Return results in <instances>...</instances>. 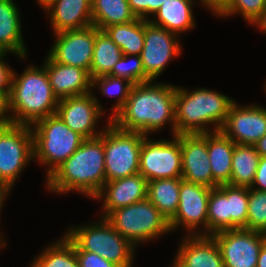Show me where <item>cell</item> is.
<instances>
[{
	"mask_svg": "<svg viewBox=\"0 0 266 267\" xmlns=\"http://www.w3.org/2000/svg\"><path fill=\"white\" fill-rule=\"evenodd\" d=\"M154 82L133 85L124 106L110 122L121 130L146 136L161 131L168 124L174 136L177 86Z\"/></svg>",
	"mask_w": 266,
	"mask_h": 267,
	"instance_id": "1",
	"label": "cell"
},
{
	"mask_svg": "<svg viewBox=\"0 0 266 267\" xmlns=\"http://www.w3.org/2000/svg\"><path fill=\"white\" fill-rule=\"evenodd\" d=\"M106 182L103 132L95 138L85 139L79 148L46 179L48 192L64 195L77 192L91 200Z\"/></svg>",
	"mask_w": 266,
	"mask_h": 267,
	"instance_id": "2",
	"label": "cell"
},
{
	"mask_svg": "<svg viewBox=\"0 0 266 267\" xmlns=\"http://www.w3.org/2000/svg\"><path fill=\"white\" fill-rule=\"evenodd\" d=\"M21 74L13 70L8 97L10 123L33 125L57 112L59 99L54 94L45 66L33 64Z\"/></svg>",
	"mask_w": 266,
	"mask_h": 267,
	"instance_id": "3",
	"label": "cell"
},
{
	"mask_svg": "<svg viewBox=\"0 0 266 267\" xmlns=\"http://www.w3.org/2000/svg\"><path fill=\"white\" fill-rule=\"evenodd\" d=\"M234 101L235 99L211 89L188 90L177 86L175 135L219 131Z\"/></svg>",
	"mask_w": 266,
	"mask_h": 267,
	"instance_id": "4",
	"label": "cell"
},
{
	"mask_svg": "<svg viewBox=\"0 0 266 267\" xmlns=\"http://www.w3.org/2000/svg\"><path fill=\"white\" fill-rule=\"evenodd\" d=\"M64 234L74 244L75 250L96 253L120 267H134L137 248L105 218L100 217L85 226H69Z\"/></svg>",
	"mask_w": 266,
	"mask_h": 267,
	"instance_id": "5",
	"label": "cell"
},
{
	"mask_svg": "<svg viewBox=\"0 0 266 267\" xmlns=\"http://www.w3.org/2000/svg\"><path fill=\"white\" fill-rule=\"evenodd\" d=\"M33 132L34 161L46 167V178L85 141L69 129L55 113L30 126Z\"/></svg>",
	"mask_w": 266,
	"mask_h": 267,
	"instance_id": "6",
	"label": "cell"
},
{
	"mask_svg": "<svg viewBox=\"0 0 266 267\" xmlns=\"http://www.w3.org/2000/svg\"><path fill=\"white\" fill-rule=\"evenodd\" d=\"M105 219L136 248L172 232L167 218L148 198L116 209Z\"/></svg>",
	"mask_w": 266,
	"mask_h": 267,
	"instance_id": "7",
	"label": "cell"
},
{
	"mask_svg": "<svg viewBox=\"0 0 266 267\" xmlns=\"http://www.w3.org/2000/svg\"><path fill=\"white\" fill-rule=\"evenodd\" d=\"M105 122L103 148L106 182L138 174L140 149L146 135L121 130L110 119Z\"/></svg>",
	"mask_w": 266,
	"mask_h": 267,
	"instance_id": "8",
	"label": "cell"
},
{
	"mask_svg": "<svg viewBox=\"0 0 266 267\" xmlns=\"http://www.w3.org/2000/svg\"><path fill=\"white\" fill-rule=\"evenodd\" d=\"M31 161H34L31 127L12 123L0 126V182L12 189Z\"/></svg>",
	"mask_w": 266,
	"mask_h": 267,
	"instance_id": "9",
	"label": "cell"
},
{
	"mask_svg": "<svg viewBox=\"0 0 266 267\" xmlns=\"http://www.w3.org/2000/svg\"><path fill=\"white\" fill-rule=\"evenodd\" d=\"M143 138L139 157V173L153 181L165 178H182L180 134L168 139ZM173 139V140H172Z\"/></svg>",
	"mask_w": 266,
	"mask_h": 267,
	"instance_id": "10",
	"label": "cell"
},
{
	"mask_svg": "<svg viewBox=\"0 0 266 267\" xmlns=\"http://www.w3.org/2000/svg\"><path fill=\"white\" fill-rule=\"evenodd\" d=\"M210 192L211 188L182 179L178 208L169 221L172 232L183 228L185 235H207Z\"/></svg>",
	"mask_w": 266,
	"mask_h": 267,
	"instance_id": "11",
	"label": "cell"
},
{
	"mask_svg": "<svg viewBox=\"0 0 266 267\" xmlns=\"http://www.w3.org/2000/svg\"><path fill=\"white\" fill-rule=\"evenodd\" d=\"M179 35L144 20V47L140 54L145 74L155 81L170 61L182 53Z\"/></svg>",
	"mask_w": 266,
	"mask_h": 267,
	"instance_id": "12",
	"label": "cell"
},
{
	"mask_svg": "<svg viewBox=\"0 0 266 267\" xmlns=\"http://www.w3.org/2000/svg\"><path fill=\"white\" fill-rule=\"evenodd\" d=\"M103 108L92 90L84 95L59 99L56 114L69 129L90 139L98 137L104 130L97 128L105 114Z\"/></svg>",
	"mask_w": 266,
	"mask_h": 267,
	"instance_id": "13",
	"label": "cell"
},
{
	"mask_svg": "<svg viewBox=\"0 0 266 267\" xmlns=\"http://www.w3.org/2000/svg\"><path fill=\"white\" fill-rule=\"evenodd\" d=\"M212 236L219 246L224 267H257L266 234L238 228L218 231Z\"/></svg>",
	"mask_w": 266,
	"mask_h": 267,
	"instance_id": "14",
	"label": "cell"
},
{
	"mask_svg": "<svg viewBox=\"0 0 266 267\" xmlns=\"http://www.w3.org/2000/svg\"><path fill=\"white\" fill-rule=\"evenodd\" d=\"M47 55L55 62L85 69L90 73L95 45V25L54 34Z\"/></svg>",
	"mask_w": 266,
	"mask_h": 267,
	"instance_id": "15",
	"label": "cell"
},
{
	"mask_svg": "<svg viewBox=\"0 0 266 267\" xmlns=\"http://www.w3.org/2000/svg\"><path fill=\"white\" fill-rule=\"evenodd\" d=\"M220 130L235 144L255 145L266 134V108L234 101Z\"/></svg>",
	"mask_w": 266,
	"mask_h": 267,
	"instance_id": "16",
	"label": "cell"
},
{
	"mask_svg": "<svg viewBox=\"0 0 266 267\" xmlns=\"http://www.w3.org/2000/svg\"><path fill=\"white\" fill-rule=\"evenodd\" d=\"M182 179L213 188L207 133L180 134Z\"/></svg>",
	"mask_w": 266,
	"mask_h": 267,
	"instance_id": "17",
	"label": "cell"
},
{
	"mask_svg": "<svg viewBox=\"0 0 266 267\" xmlns=\"http://www.w3.org/2000/svg\"><path fill=\"white\" fill-rule=\"evenodd\" d=\"M148 181L140 173L107 181L94 201L103 200L101 218H106L112 211L140 202L147 198Z\"/></svg>",
	"mask_w": 266,
	"mask_h": 267,
	"instance_id": "18",
	"label": "cell"
},
{
	"mask_svg": "<svg viewBox=\"0 0 266 267\" xmlns=\"http://www.w3.org/2000/svg\"><path fill=\"white\" fill-rule=\"evenodd\" d=\"M45 58L42 64L58 99L80 96L92 91V78L87 70L57 63L48 55Z\"/></svg>",
	"mask_w": 266,
	"mask_h": 267,
	"instance_id": "19",
	"label": "cell"
},
{
	"mask_svg": "<svg viewBox=\"0 0 266 267\" xmlns=\"http://www.w3.org/2000/svg\"><path fill=\"white\" fill-rule=\"evenodd\" d=\"M53 34L93 25L91 0H55L45 10Z\"/></svg>",
	"mask_w": 266,
	"mask_h": 267,
	"instance_id": "20",
	"label": "cell"
},
{
	"mask_svg": "<svg viewBox=\"0 0 266 267\" xmlns=\"http://www.w3.org/2000/svg\"><path fill=\"white\" fill-rule=\"evenodd\" d=\"M175 255L188 267H224L212 235H184Z\"/></svg>",
	"mask_w": 266,
	"mask_h": 267,
	"instance_id": "21",
	"label": "cell"
},
{
	"mask_svg": "<svg viewBox=\"0 0 266 267\" xmlns=\"http://www.w3.org/2000/svg\"><path fill=\"white\" fill-rule=\"evenodd\" d=\"M13 0H0V52L27 59L20 9Z\"/></svg>",
	"mask_w": 266,
	"mask_h": 267,
	"instance_id": "22",
	"label": "cell"
},
{
	"mask_svg": "<svg viewBox=\"0 0 266 267\" xmlns=\"http://www.w3.org/2000/svg\"><path fill=\"white\" fill-rule=\"evenodd\" d=\"M235 143L221 130L207 133V151L213 176V188L230 182Z\"/></svg>",
	"mask_w": 266,
	"mask_h": 267,
	"instance_id": "23",
	"label": "cell"
},
{
	"mask_svg": "<svg viewBox=\"0 0 266 267\" xmlns=\"http://www.w3.org/2000/svg\"><path fill=\"white\" fill-rule=\"evenodd\" d=\"M194 2L195 0H167L152 16L154 19L149 21L180 36L196 26Z\"/></svg>",
	"mask_w": 266,
	"mask_h": 267,
	"instance_id": "24",
	"label": "cell"
},
{
	"mask_svg": "<svg viewBox=\"0 0 266 267\" xmlns=\"http://www.w3.org/2000/svg\"><path fill=\"white\" fill-rule=\"evenodd\" d=\"M182 178H165L148 182L147 198L170 221L178 208Z\"/></svg>",
	"mask_w": 266,
	"mask_h": 267,
	"instance_id": "25",
	"label": "cell"
},
{
	"mask_svg": "<svg viewBox=\"0 0 266 267\" xmlns=\"http://www.w3.org/2000/svg\"><path fill=\"white\" fill-rule=\"evenodd\" d=\"M260 155L254 145L235 144L229 185L250 188L256 174Z\"/></svg>",
	"mask_w": 266,
	"mask_h": 267,
	"instance_id": "26",
	"label": "cell"
},
{
	"mask_svg": "<svg viewBox=\"0 0 266 267\" xmlns=\"http://www.w3.org/2000/svg\"><path fill=\"white\" fill-rule=\"evenodd\" d=\"M92 23L99 30L114 24H125L136 19L128 0H91Z\"/></svg>",
	"mask_w": 266,
	"mask_h": 267,
	"instance_id": "27",
	"label": "cell"
},
{
	"mask_svg": "<svg viewBox=\"0 0 266 267\" xmlns=\"http://www.w3.org/2000/svg\"><path fill=\"white\" fill-rule=\"evenodd\" d=\"M123 54L139 55L144 47V19L136 18L125 24H114L104 29Z\"/></svg>",
	"mask_w": 266,
	"mask_h": 267,
	"instance_id": "28",
	"label": "cell"
},
{
	"mask_svg": "<svg viewBox=\"0 0 266 267\" xmlns=\"http://www.w3.org/2000/svg\"><path fill=\"white\" fill-rule=\"evenodd\" d=\"M122 56V50L106 32L95 26V45L90 68L91 78L108 75Z\"/></svg>",
	"mask_w": 266,
	"mask_h": 267,
	"instance_id": "29",
	"label": "cell"
},
{
	"mask_svg": "<svg viewBox=\"0 0 266 267\" xmlns=\"http://www.w3.org/2000/svg\"><path fill=\"white\" fill-rule=\"evenodd\" d=\"M48 244L29 267H80L74 244L65 236Z\"/></svg>",
	"mask_w": 266,
	"mask_h": 267,
	"instance_id": "30",
	"label": "cell"
},
{
	"mask_svg": "<svg viewBox=\"0 0 266 267\" xmlns=\"http://www.w3.org/2000/svg\"><path fill=\"white\" fill-rule=\"evenodd\" d=\"M218 188L226 195V208L227 216H230V229H246L248 187L222 184Z\"/></svg>",
	"mask_w": 266,
	"mask_h": 267,
	"instance_id": "31",
	"label": "cell"
},
{
	"mask_svg": "<svg viewBox=\"0 0 266 267\" xmlns=\"http://www.w3.org/2000/svg\"><path fill=\"white\" fill-rule=\"evenodd\" d=\"M133 83L129 80L111 75H103L92 79V89L98 88L99 93L105 97L116 96V101L110 109L108 119H111L124 106L127 101Z\"/></svg>",
	"mask_w": 266,
	"mask_h": 267,
	"instance_id": "32",
	"label": "cell"
},
{
	"mask_svg": "<svg viewBox=\"0 0 266 267\" xmlns=\"http://www.w3.org/2000/svg\"><path fill=\"white\" fill-rule=\"evenodd\" d=\"M230 229V216H227L226 195L218 188H211L208 200L207 235Z\"/></svg>",
	"mask_w": 266,
	"mask_h": 267,
	"instance_id": "33",
	"label": "cell"
},
{
	"mask_svg": "<svg viewBox=\"0 0 266 267\" xmlns=\"http://www.w3.org/2000/svg\"><path fill=\"white\" fill-rule=\"evenodd\" d=\"M246 229L266 234V191L248 188Z\"/></svg>",
	"mask_w": 266,
	"mask_h": 267,
	"instance_id": "34",
	"label": "cell"
},
{
	"mask_svg": "<svg viewBox=\"0 0 266 267\" xmlns=\"http://www.w3.org/2000/svg\"><path fill=\"white\" fill-rule=\"evenodd\" d=\"M108 75L127 79L134 85L152 81L145 74L139 55L123 54Z\"/></svg>",
	"mask_w": 266,
	"mask_h": 267,
	"instance_id": "35",
	"label": "cell"
},
{
	"mask_svg": "<svg viewBox=\"0 0 266 267\" xmlns=\"http://www.w3.org/2000/svg\"><path fill=\"white\" fill-rule=\"evenodd\" d=\"M265 8L266 0H229L217 17L231 18L238 14L242 15L245 22L252 25Z\"/></svg>",
	"mask_w": 266,
	"mask_h": 267,
	"instance_id": "36",
	"label": "cell"
},
{
	"mask_svg": "<svg viewBox=\"0 0 266 267\" xmlns=\"http://www.w3.org/2000/svg\"><path fill=\"white\" fill-rule=\"evenodd\" d=\"M167 0H128L130 9L136 18L150 20ZM151 15V16H150Z\"/></svg>",
	"mask_w": 266,
	"mask_h": 267,
	"instance_id": "37",
	"label": "cell"
},
{
	"mask_svg": "<svg viewBox=\"0 0 266 267\" xmlns=\"http://www.w3.org/2000/svg\"><path fill=\"white\" fill-rule=\"evenodd\" d=\"M80 267H120L100 255L83 250H75Z\"/></svg>",
	"mask_w": 266,
	"mask_h": 267,
	"instance_id": "38",
	"label": "cell"
},
{
	"mask_svg": "<svg viewBox=\"0 0 266 267\" xmlns=\"http://www.w3.org/2000/svg\"><path fill=\"white\" fill-rule=\"evenodd\" d=\"M7 54L0 52V92L8 99L14 69L5 61Z\"/></svg>",
	"mask_w": 266,
	"mask_h": 267,
	"instance_id": "39",
	"label": "cell"
},
{
	"mask_svg": "<svg viewBox=\"0 0 266 267\" xmlns=\"http://www.w3.org/2000/svg\"><path fill=\"white\" fill-rule=\"evenodd\" d=\"M250 188L258 191H266V156L260 157L255 178Z\"/></svg>",
	"mask_w": 266,
	"mask_h": 267,
	"instance_id": "40",
	"label": "cell"
},
{
	"mask_svg": "<svg viewBox=\"0 0 266 267\" xmlns=\"http://www.w3.org/2000/svg\"><path fill=\"white\" fill-rule=\"evenodd\" d=\"M229 0H199L198 3L212 14L218 15L228 4Z\"/></svg>",
	"mask_w": 266,
	"mask_h": 267,
	"instance_id": "41",
	"label": "cell"
},
{
	"mask_svg": "<svg viewBox=\"0 0 266 267\" xmlns=\"http://www.w3.org/2000/svg\"><path fill=\"white\" fill-rule=\"evenodd\" d=\"M10 124L8 99L0 92V126Z\"/></svg>",
	"mask_w": 266,
	"mask_h": 267,
	"instance_id": "42",
	"label": "cell"
},
{
	"mask_svg": "<svg viewBox=\"0 0 266 267\" xmlns=\"http://www.w3.org/2000/svg\"><path fill=\"white\" fill-rule=\"evenodd\" d=\"M11 190L12 189L8 185L0 182V216H1V211L3 210L4 207L3 205L5 204L4 202L10 195Z\"/></svg>",
	"mask_w": 266,
	"mask_h": 267,
	"instance_id": "43",
	"label": "cell"
},
{
	"mask_svg": "<svg viewBox=\"0 0 266 267\" xmlns=\"http://www.w3.org/2000/svg\"><path fill=\"white\" fill-rule=\"evenodd\" d=\"M251 26H256L261 32L266 33V8Z\"/></svg>",
	"mask_w": 266,
	"mask_h": 267,
	"instance_id": "44",
	"label": "cell"
},
{
	"mask_svg": "<svg viewBox=\"0 0 266 267\" xmlns=\"http://www.w3.org/2000/svg\"><path fill=\"white\" fill-rule=\"evenodd\" d=\"M257 267H266V236L263 238L262 248L257 260Z\"/></svg>",
	"mask_w": 266,
	"mask_h": 267,
	"instance_id": "45",
	"label": "cell"
},
{
	"mask_svg": "<svg viewBox=\"0 0 266 267\" xmlns=\"http://www.w3.org/2000/svg\"><path fill=\"white\" fill-rule=\"evenodd\" d=\"M254 146L260 156H266V134Z\"/></svg>",
	"mask_w": 266,
	"mask_h": 267,
	"instance_id": "46",
	"label": "cell"
},
{
	"mask_svg": "<svg viewBox=\"0 0 266 267\" xmlns=\"http://www.w3.org/2000/svg\"><path fill=\"white\" fill-rule=\"evenodd\" d=\"M55 0H36V3L45 10L50 4H52Z\"/></svg>",
	"mask_w": 266,
	"mask_h": 267,
	"instance_id": "47",
	"label": "cell"
},
{
	"mask_svg": "<svg viewBox=\"0 0 266 267\" xmlns=\"http://www.w3.org/2000/svg\"><path fill=\"white\" fill-rule=\"evenodd\" d=\"M175 258V259H174ZM173 258L171 267H188L185 263H183L176 255Z\"/></svg>",
	"mask_w": 266,
	"mask_h": 267,
	"instance_id": "48",
	"label": "cell"
},
{
	"mask_svg": "<svg viewBox=\"0 0 266 267\" xmlns=\"http://www.w3.org/2000/svg\"><path fill=\"white\" fill-rule=\"evenodd\" d=\"M1 235H3V232L0 229V249L5 248V245H7V240L4 238V236L2 238Z\"/></svg>",
	"mask_w": 266,
	"mask_h": 267,
	"instance_id": "49",
	"label": "cell"
}]
</instances>
